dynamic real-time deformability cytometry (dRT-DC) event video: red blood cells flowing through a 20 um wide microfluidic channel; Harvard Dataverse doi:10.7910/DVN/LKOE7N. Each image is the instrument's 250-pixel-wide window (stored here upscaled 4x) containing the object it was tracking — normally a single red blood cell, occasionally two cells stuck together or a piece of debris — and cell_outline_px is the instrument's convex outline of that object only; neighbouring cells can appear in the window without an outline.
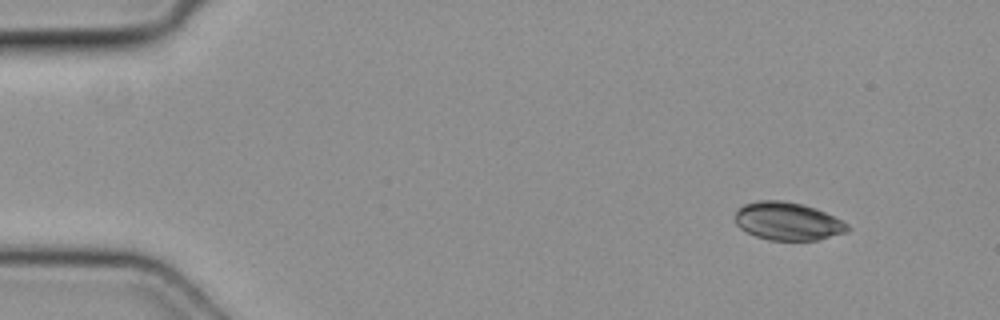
{"species": "common noctule bat (a hibernating species)", "species_latin": "Nyctalus noctula", "temperature_condition": "cold", "stored_images_in_passage": 2, "segment_of_instrument_passage": [2, 2], "camera_frame_rate_fps": 3000, "um_per_image_px": 0.085, "animal": {"sex": "female", "body_mass_g": 19.3, "forearm_length_mm": 54.1}, "frame": {"image": 1, "passage_image": 2, "time_ms": 0.333, "image_size_px": [1000, 320], "cell_outline_px": [[852, 228], [848, 232], [816, 240], [768, 240], [756, 236], [740, 228], [736, 224], [736, 212], [744, 204], [756, 200], [784, 200], [816, 208], [848, 224]], "centroid_in_image_um": [66.96, 18.8], "position_along_channel_um": 18.0, "area_um2": 24.8}}